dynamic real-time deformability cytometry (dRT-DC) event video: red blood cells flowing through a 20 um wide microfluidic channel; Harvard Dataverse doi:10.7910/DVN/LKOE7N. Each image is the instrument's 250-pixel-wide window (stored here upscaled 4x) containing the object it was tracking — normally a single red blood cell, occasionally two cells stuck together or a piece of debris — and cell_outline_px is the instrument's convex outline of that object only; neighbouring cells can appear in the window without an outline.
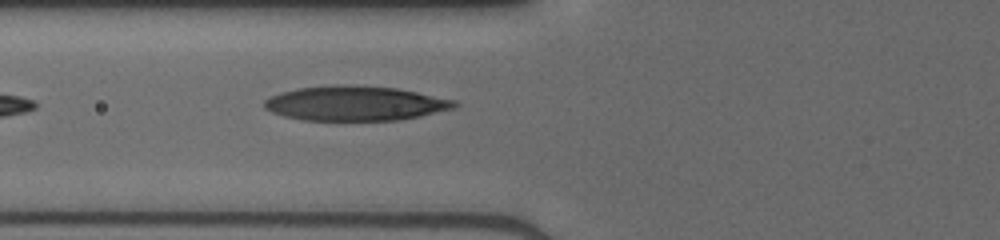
{"species": "human", "species_latin": "Homo sapiens", "temperature_condition": "cold", "stored_images_in_passage": 33, "camera_frame_rate_fps": 3000, "um_per_image_px": 0.085, "donor": {"sex": "male"}, "frame": {"image": 1, "passage_image": 3, "time_ms": 0.667, "image_size_px": [1000, 240], "cell_outline_px": [[460, 104], [456, 108], [420, 116], [400, 120], [304, 120], [284, 116], [272, 112], [264, 108], [264, 100], [280, 92], [300, 88], [396, 88], [456, 100]], "centroid_in_image_um": [30.25, 8.84], "position_along_channel_um": 95.5, "area_um2": 36.93}}
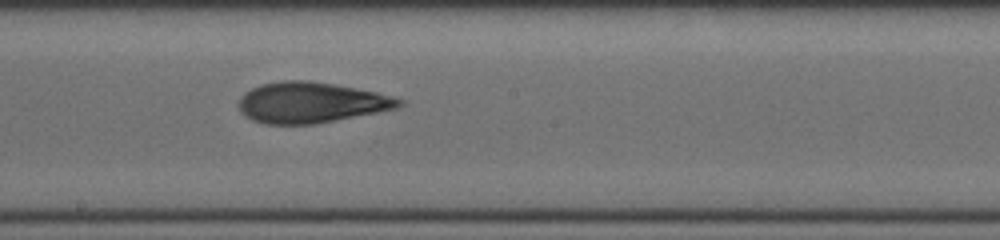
{"frame": {"image": 2, "passage_image": 12, "time_ms": 3.667, "image_size_px": [1000, 240], "cell_outline_px": [[404, 104], [396, 108], [316, 124], [268, 124], [252, 120], [244, 116], [240, 112], [236, 104], [240, 96], [244, 92], [260, 84], [284, 80], [304, 80], [332, 84], [376, 92], [404, 100]], "centroid_in_image_um": [26.36, 8.72], "position_along_channel_um": 221.8, "area_um2": 37.97}}
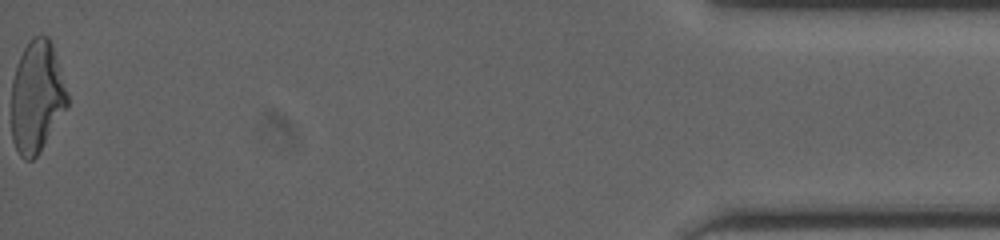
{"frame": {"image": 3, "passage_image": 33, "time_ms": 10.667, "image_size_px": [1000, 240], "cell_outline_px": [[68, 108], [36, 156], [32, 160], [24, 160], [20, 156], [12, 140], [12, 80], [16, 64], [24, 48], [36, 36], [48, 36], [52, 44], [68, 92]], "centroid_in_image_um": [3.13, 8.25], "position_along_channel_um": 432.1, "area_um2": 36.36}}